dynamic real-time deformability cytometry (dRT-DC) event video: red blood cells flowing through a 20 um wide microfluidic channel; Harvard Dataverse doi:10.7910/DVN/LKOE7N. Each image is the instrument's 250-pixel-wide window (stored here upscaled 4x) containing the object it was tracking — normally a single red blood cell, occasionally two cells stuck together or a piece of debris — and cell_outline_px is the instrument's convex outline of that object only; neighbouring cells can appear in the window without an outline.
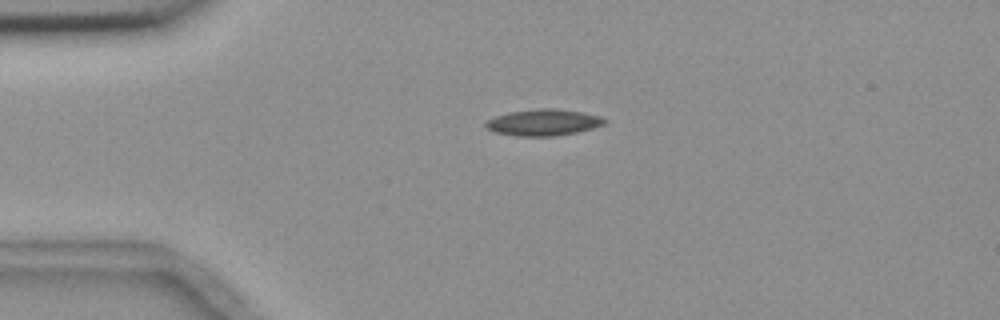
{"species": "common noctule bat (a hibernating species)", "species_latin": "Nyctalus noctula", "temperature_condition": "room temperature", "stored_images_in_passage": 2, "camera_frame_rate_fps": 3000, "um_per_image_px": 0.085, "animal": {"sex": "female", "body_mass_g": 18.4}, "frame": {"image": 1, "passage_image": 1, "time_ms": 0.0, "image_size_px": [1000, 320], "cell_outline_px": [[608, 120], [604, 124], [592, 128], [576, 132], [556, 136], [516, 136], [492, 132], [484, 124], [488, 120], [496, 116], [508, 112], [544, 108], [552, 108], [580, 112], [600, 116]], "centroid_in_image_um": [46.17, 10.41], "position_along_channel_um": 38.8, "area_um2": 18.15}}